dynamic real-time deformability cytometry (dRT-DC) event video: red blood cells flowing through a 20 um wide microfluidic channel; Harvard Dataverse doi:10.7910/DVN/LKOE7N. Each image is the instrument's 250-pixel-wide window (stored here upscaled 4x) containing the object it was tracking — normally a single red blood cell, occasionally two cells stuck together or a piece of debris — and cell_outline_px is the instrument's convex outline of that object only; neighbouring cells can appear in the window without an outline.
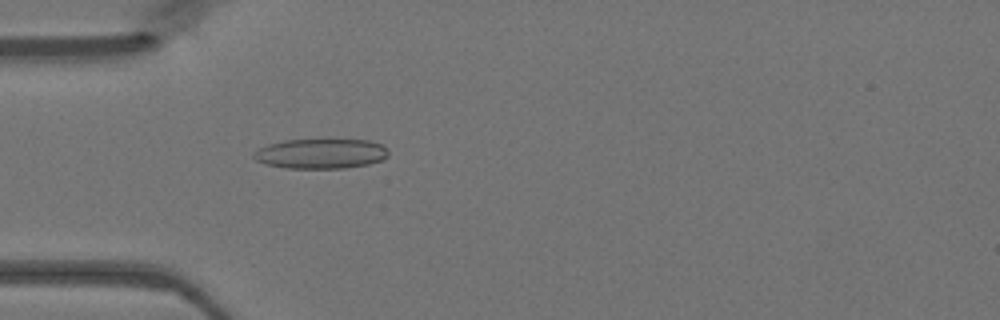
{"species": "Egyptian fruit bat (a non-hibernating species)", "species_latin": "Rousettus aegyptiacus", "temperature_condition": "warm", "stored_images_in_passage": 34, "camera_frame_rate_fps": 3000, "um_per_image_px": 0.085, "animal": {"sex": "female"}, "frame": {"image": 1, "passage_image": 1, "time_ms": 0.0, "image_size_px": [1000, 320], "cell_outline_px": [[388, 156], [380, 160], [368, 164], [344, 168], [288, 168], [264, 164], [256, 160], [252, 156], [252, 152], [268, 144], [284, 140], [368, 140], [380, 144], [388, 148]], "centroid_in_image_um": [27.25, 13.06], "position_along_channel_um": 57.8, "area_um2": 23.41}}
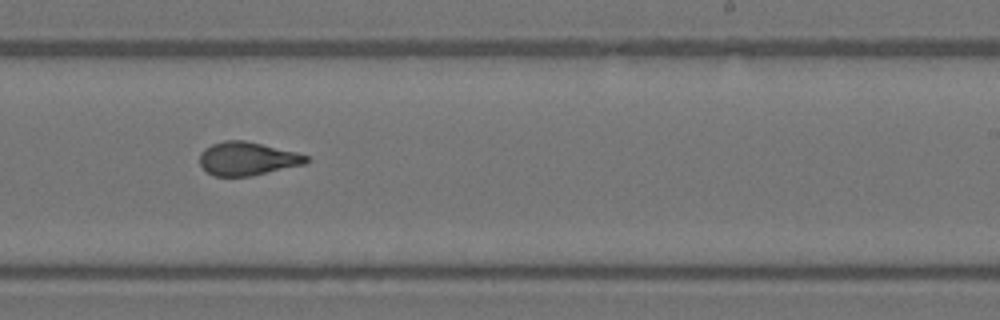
{"frame": {"image": 2, "passage_image": 16, "time_ms": 5.0, "image_size_px": [1000, 320], "cell_outline_px": [[308, 160], [304, 164], [252, 176], [212, 176], [200, 164], [200, 152], [204, 148], [212, 144], [224, 140], [244, 140], [296, 152], [308, 156]], "centroid_in_image_um": [20.99, 13.49], "position_along_channel_um": 268.0, "area_um2": 20.63}}
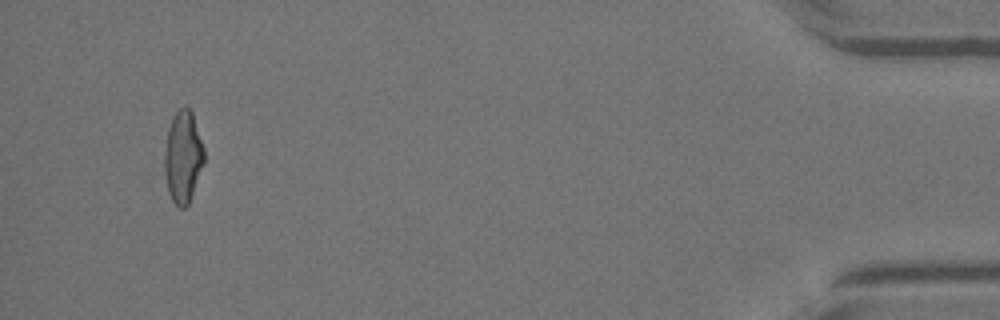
{"frame": {"image": 3, "passage_image": 32, "time_ms": 10.333, "image_size_px": [1000, 320], "cell_outline_px": [[204, 164], [188, 204], [184, 208], [176, 208], [168, 192], [164, 172], [164, 152], [168, 128], [176, 112], [184, 104], [192, 112], [204, 148]], "centroid_in_image_um": [15.55, 13.36], "position_along_channel_um": 419.7, "area_um2": 21.33}}